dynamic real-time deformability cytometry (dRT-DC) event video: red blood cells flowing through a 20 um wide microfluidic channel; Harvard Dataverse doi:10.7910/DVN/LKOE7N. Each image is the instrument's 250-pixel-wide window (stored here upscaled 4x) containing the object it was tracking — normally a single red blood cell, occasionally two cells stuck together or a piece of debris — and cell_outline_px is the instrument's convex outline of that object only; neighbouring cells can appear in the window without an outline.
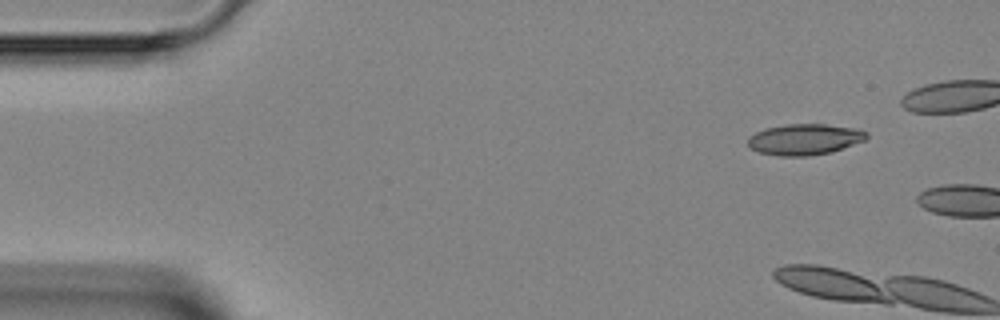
{"species": "Egyptian fruit bat (a non-hibernating species)", "species_latin": "Rousettus aegyptiacus", "temperature_condition": "room temperature", "stored_images_in_passage": 2, "camera_frame_rate_fps": 3000, "um_per_image_px": 0.085, "animal": {"sex": "female"}, "frame": {"image": 1, "passage_image": 1, "time_ms": 0.0, "image_size_px": [1000, 320], "cell_outline_px": [[868, 136], [864, 140], [832, 152], [808, 156], [780, 156], [760, 152], [752, 148], [748, 144], [748, 136], [764, 128], [788, 124], [824, 124], [856, 128], [868, 132]], "centroid_in_image_um": [68.39, 11.84], "position_along_channel_um": 16.6, "area_um2": 21.39}}